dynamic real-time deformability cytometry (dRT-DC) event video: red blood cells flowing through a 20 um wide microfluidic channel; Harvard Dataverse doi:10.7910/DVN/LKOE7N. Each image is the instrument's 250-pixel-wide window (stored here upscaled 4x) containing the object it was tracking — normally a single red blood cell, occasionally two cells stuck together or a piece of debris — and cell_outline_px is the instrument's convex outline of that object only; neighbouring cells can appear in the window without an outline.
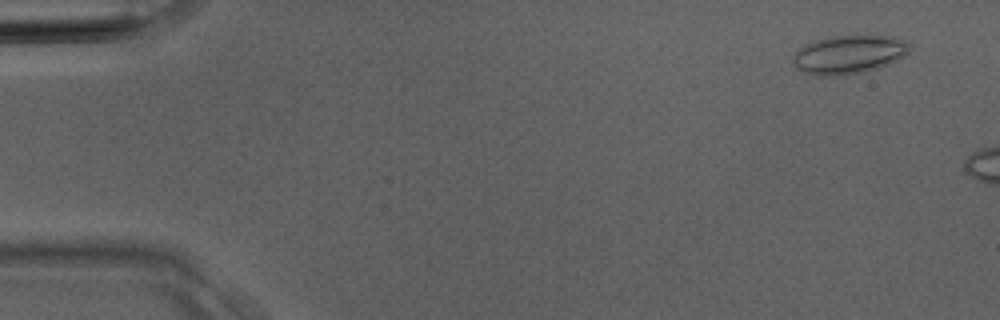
{"species": "Egyptian fruit bat (a non-hibernating species)", "species_latin": "Rousettus aegyptiacus", "temperature_condition": "room temperature", "stored_images_in_passage": 3, "camera_frame_rate_fps": 3000, "um_per_image_px": 0.085, "animal": {"sex": "male"}, "frame": {"image": 1, "passage_image": 1, "time_ms": 0.0, "image_size_px": [1000, 320], "cell_outline_px": [[912, 48], [908, 52], [896, 60], [876, 68], [860, 72], [840, 76], [816, 76], [800, 72], [792, 64], [792, 56], [804, 44], [832, 36], [884, 36], [908, 40], [912, 44]], "centroid_in_image_um": [72.11, 4.64], "position_along_channel_um": 12.9, "area_um2": 26.24}}